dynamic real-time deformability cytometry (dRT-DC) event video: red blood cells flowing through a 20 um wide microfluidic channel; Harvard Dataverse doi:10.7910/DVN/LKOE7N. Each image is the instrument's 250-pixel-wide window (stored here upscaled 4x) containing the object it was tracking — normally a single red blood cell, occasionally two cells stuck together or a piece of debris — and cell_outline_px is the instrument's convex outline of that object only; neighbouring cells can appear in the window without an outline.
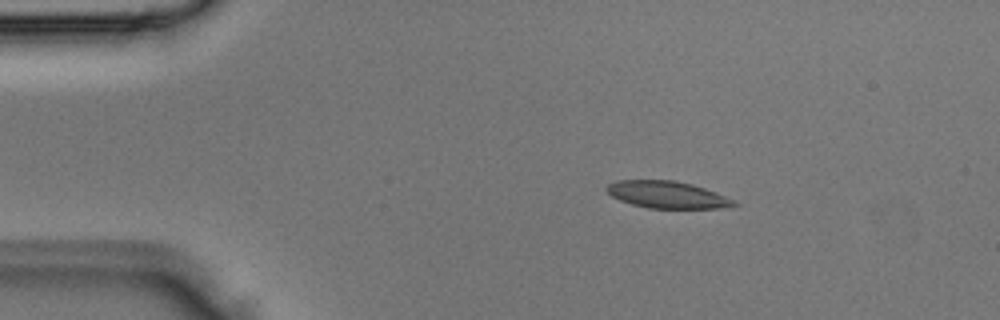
{"species": "Egyptian fruit bat (a non-hibernating species)", "species_latin": "Rousettus aegyptiacus", "temperature_condition": "room temperature", "stored_images_in_passage": 2, "camera_frame_rate_fps": 3000, "um_per_image_px": 0.085, "animal": {"sex": "male"}, "frame": {"image": 1, "passage_image": 1, "time_ms": 0.0, "image_size_px": [1000, 320], "cell_outline_px": [[740, 204], [720, 208], [648, 208], [632, 204], [620, 200], [612, 196], [604, 188], [608, 184], [616, 180], [676, 180], [692, 184], [716, 192], [736, 200]], "centroid_in_image_um": [56.72, 16.54], "position_along_channel_um": 28.3, "area_um2": 20.11}}